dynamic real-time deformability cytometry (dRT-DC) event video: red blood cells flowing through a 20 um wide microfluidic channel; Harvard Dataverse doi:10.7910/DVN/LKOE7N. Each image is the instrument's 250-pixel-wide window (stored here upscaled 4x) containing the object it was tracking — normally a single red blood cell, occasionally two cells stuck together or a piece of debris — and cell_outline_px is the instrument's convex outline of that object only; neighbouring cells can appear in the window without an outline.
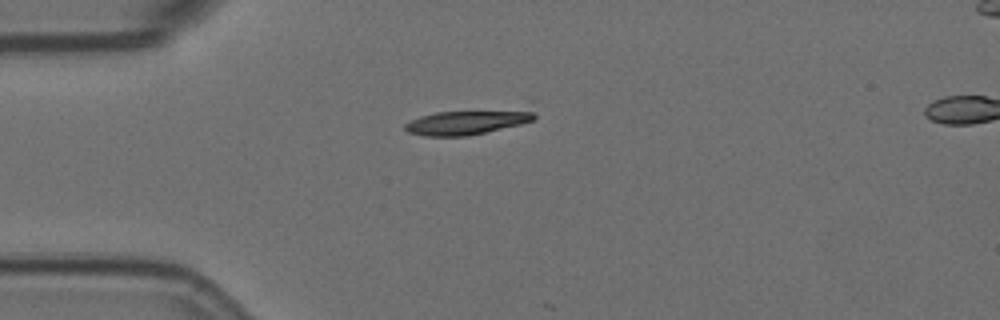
{"species": "Egyptian fruit bat (a non-hibernating species)", "species_latin": "Rousettus aegyptiacus", "temperature_condition": "room temperature", "stored_images_in_passage": 3, "camera_frame_rate_fps": 3000, "um_per_image_px": 0.085, "animal": {"sex": "female"}, "frame": {"image": 1, "passage_image": 1, "time_ms": 0.0, "image_size_px": [1000, 320], "cell_outline_px": [[536, 116], [532, 120], [520, 124], [468, 136], [424, 136], [408, 132], [404, 128], [404, 124], [420, 116], [436, 112], [532, 112]], "centroid_in_image_um": [39.51, 10.44], "position_along_channel_um": 45.5, "area_um2": 17.28}}